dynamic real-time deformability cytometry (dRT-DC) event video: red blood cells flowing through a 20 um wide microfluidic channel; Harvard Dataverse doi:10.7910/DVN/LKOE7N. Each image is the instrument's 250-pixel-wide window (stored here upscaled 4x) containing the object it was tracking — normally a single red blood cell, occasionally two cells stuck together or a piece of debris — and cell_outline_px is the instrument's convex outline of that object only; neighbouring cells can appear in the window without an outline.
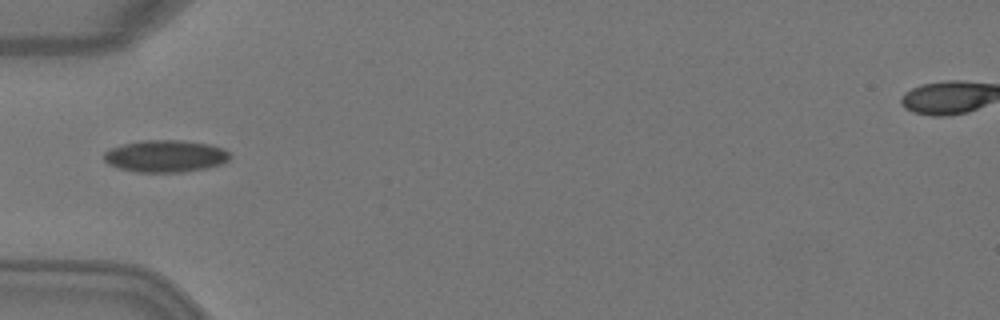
{"species": "Egyptian fruit bat (a non-hibernating species)", "species_latin": "Rousettus aegyptiacus", "temperature_condition": "warm", "stored_images_in_passage": 4, "camera_frame_rate_fps": 3000, "um_per_image_px": 0.085, "animal": {"sex": "female"}, "frame": {"image": 1, "passage_image": 4, "time_ms": 1.0, "image_size_px": [1000, 320], "cell_outline_px": [[232, 156], [224, 164], [208, 168], [180, 172], [136, 172], [120, 168], [108, 164], [104, 160], [104, 152], [112, 148], [124, 144], [144, 140], [184, 140], [208, 144], [224, 148]], "centroid_in_image_um": [14.11, 13.27], "position_along_channel_um": 70.9, "area_um2": 23.64}}